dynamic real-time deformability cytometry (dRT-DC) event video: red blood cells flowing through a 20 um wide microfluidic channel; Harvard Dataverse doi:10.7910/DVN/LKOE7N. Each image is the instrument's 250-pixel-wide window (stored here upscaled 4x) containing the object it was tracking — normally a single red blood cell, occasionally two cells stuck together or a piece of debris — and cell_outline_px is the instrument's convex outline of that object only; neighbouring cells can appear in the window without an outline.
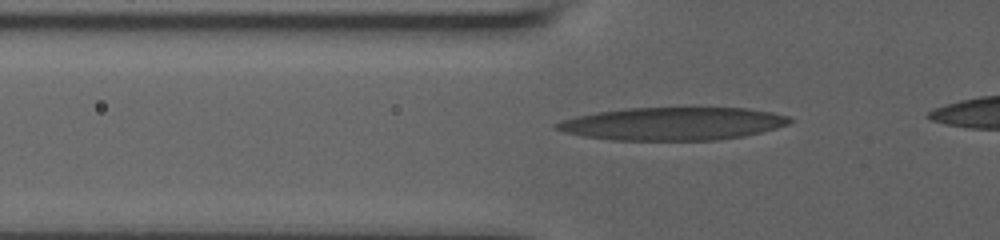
{"species": "human", "species_latin": "Homo sapiens", "temperature_condition": "room temperature", "stored_images_in_passage": 37, "camera_frame_rate_fps": 3000, "um_per_image_px": 0.085, "donor": {"sex": "male"}, "frame": {"image": 1, "passage_image": 5, "time_ms": 1.333, "image_size_px": [1000, 240], "cell_outline_px": [[792, 120], [788, 124], [776, 128], [744, 136], [716, 140], [612, 140], [584, 136], [564, 132], [556, 128], [552, 124], [560, 120], [576, 116], [596, 112], [624, 108], [748, 108], [772, 112], [788, 116]], "centroid_in_image_um": [57.15, 10.51], "position_along_channel_um": 68.6, "area_um2": 44.68}}
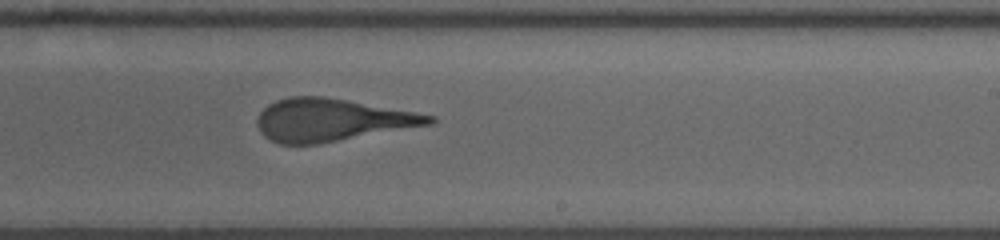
{"frame": {"image": 2, "passage_image": 21, "time_ms": 6.667, "image_size_px": [1000, 240], "cell_outline_px": [[436, 120], [432, 124], [316, 144], [280, 144], [264, 136], [260, 132], [256, 124], [256, 120], [260, 112], [268, 104], [276, 100], [288, 96], [324, 96], [416, 112], [436, 116]], "centroid_in_image_um": [28.16, 10.19], "position_along_channel_um": 260.8, "area_um2": 42.48}}
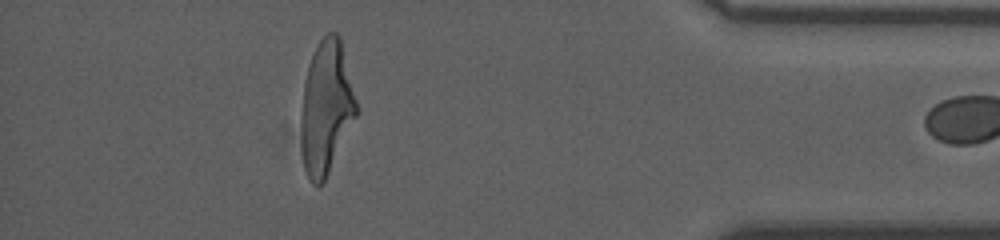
{"frame": {"image": 3, "passage_image": 36, "time_ms": 11.667, "image_size_px": [1000, 240], "cell_outline_px": [[356, 116], [324, 180], [316, 188], [308, 180], [304, 168], [300, 152], [300, 116], [304, 84], [308, 68], [312, 56], [320, 40], [328, 32], [336, 32], [340, 36], [356, 100]], "centroid_in_image_um": [27.68, 9.18], "position_along_channel_um": 407.5, "area_um2": 42.71}}